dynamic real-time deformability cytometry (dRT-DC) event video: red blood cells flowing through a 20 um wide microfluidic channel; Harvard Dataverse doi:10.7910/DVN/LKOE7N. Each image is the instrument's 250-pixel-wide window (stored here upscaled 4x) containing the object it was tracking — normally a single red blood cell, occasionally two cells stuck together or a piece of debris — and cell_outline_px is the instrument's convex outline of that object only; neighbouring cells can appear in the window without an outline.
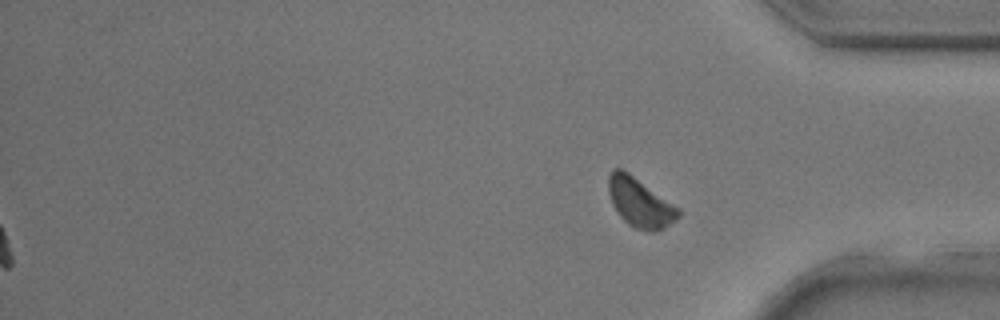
{"species": "common noctule bat (a hibernating species)", "species_latin": "Nyctalus noctula", "temperature_condition": "room temperature", "stored_images_in_passage": 35, "camera_frame_rate_fps": 3000, "um_per_image_px": 0.085, "animal": {"sex": "male", "body_mass_g": 17.9, "forearm_length_mm": 54.2}, "frame": {"image": 1, "passage_image": 35, "time_ms": 11.333, "image_size_px": [1000, 320], "cell_outline_px": [[680, 212], [672, 220], [660, 228], [644, 228], [632, 224], [616, 208], [612, 200], [612, 172], [616, 168], [624, 172], [676, 208]], "centroid_in_image_um": [54.41, 17.23], "position_along_channel_um": 380.8, "area_um2": 16.53}}